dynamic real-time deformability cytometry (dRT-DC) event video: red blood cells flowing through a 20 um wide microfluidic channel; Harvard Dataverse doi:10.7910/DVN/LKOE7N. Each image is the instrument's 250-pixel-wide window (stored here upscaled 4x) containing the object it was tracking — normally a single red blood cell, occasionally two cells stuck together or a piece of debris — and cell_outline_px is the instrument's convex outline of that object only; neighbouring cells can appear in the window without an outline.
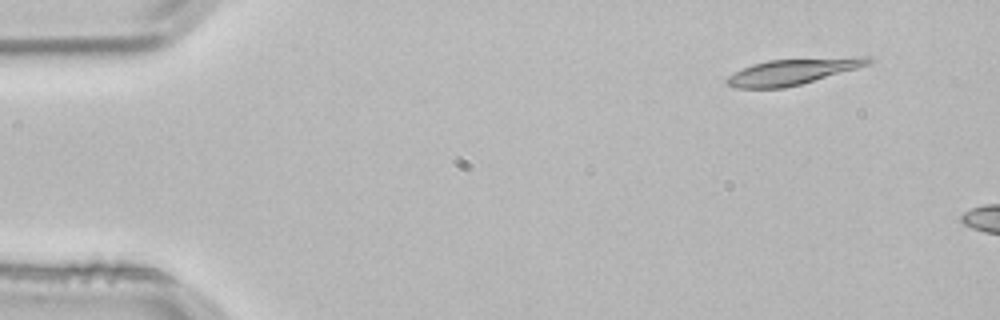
{"species": "common noctule bat (a hibernating species)", "species_latin": "Nyctalus noctula", "temperature_condition": "room temperature", "stored_images_in_passage": 3, "camera_frame_rate_fps": 3000, "um_per_image_px": 0.085, "animal": {"sex": "male", "body_mass_g": 21.5, "forearm_length_mm": 52.0}, "frame": {"image": 1, "passage_image": 1, "time_ms": 0.0, "image_size_px": [1000, 320], "cell_outline_px": [[876, 60], [868, 64], [856, 68], [800, 84], [784, 88], [736, 88], [724, 84], [724, 80], [728, 76], [752, 64], [768, 60], [864, 56], [872, 56]], "centroid_in_image_um": [67.37, 6.08], "position_along_channel_um": 17.6, "area_um2": 21.27}}